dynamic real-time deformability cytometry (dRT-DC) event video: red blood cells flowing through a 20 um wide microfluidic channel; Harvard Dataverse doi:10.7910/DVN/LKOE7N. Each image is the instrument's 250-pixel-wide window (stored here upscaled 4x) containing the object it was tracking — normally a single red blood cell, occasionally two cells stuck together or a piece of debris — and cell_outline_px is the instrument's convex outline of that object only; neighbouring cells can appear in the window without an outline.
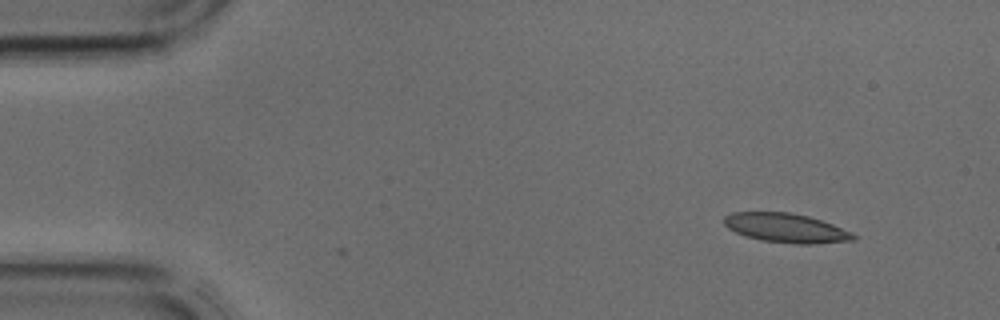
{"species": "common noctule bat (a hibernating species)", "species_latin": "Nyctalus noctula", "temperature_condition": "cold", "stored_images_in_passage": 12, "camera_frame_rate_fps": 3000, "um_per_image_px": 0.085, "animal": {"sex": "male", "body_mass_g": 17.9, "forearm_length_mm": 54.2}, "frame": {"image": 1, "passage_image": 1, "time_ms": 0.0, "image_size_px": [1000, 320], "cell_outline_px": [[856, 240], [812, 244], [796, 244], [764, 240], [744, 236], [728, 228], [724, 224], [724, 216], [732, 212], [792, 212], [808, 216], [832, 224], [852, 232], [856, 236]], "centroid_in_image_um": [66.81, 19.37], "position_along_channel_um": 18.2, "area_um2": 21.96}}
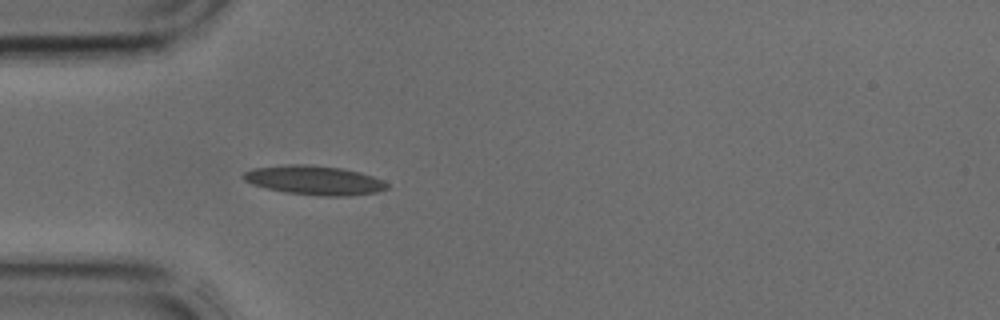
{"frame": {"image": 2, "passage_image": 9, "time_ms": 2.667, "image_size_px": [1000, 320], "cell_outline_px": [[388, 188], [376, 192], [348, 196], [320, 196], [284, 192], [252, 184], [244, 180], [240, 176], [244, 172], [252, 168], [288, 164], [308, 164], [340, 168], [360, 172], [384, 180], [388, 184]], "centroid_in_image_um": [26.7, 15.32], "position_along_channel_um": 58.3, "area_um2": 24.51}}